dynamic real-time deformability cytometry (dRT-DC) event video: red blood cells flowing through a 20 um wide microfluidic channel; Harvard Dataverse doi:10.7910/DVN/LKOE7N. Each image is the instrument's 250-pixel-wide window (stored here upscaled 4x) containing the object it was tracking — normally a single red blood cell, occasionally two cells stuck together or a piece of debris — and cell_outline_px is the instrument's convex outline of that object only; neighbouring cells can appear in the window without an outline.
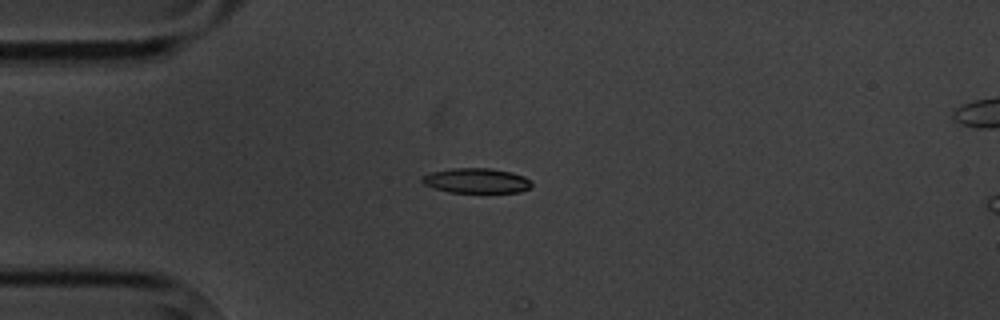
{"species": "common noctule bat (a hibernating species)", "species_latin": "Nyctalus noctula", "temperature_condition": "cold", "stored_images_in_passage": 7, "camera_frame_rate_fps": 3000, "um_per_image_px": 0.085, "animal": {"sex": "male", "body_mass_g": 20.1, "forearm_length_mm": 53.5}, "frame": {"image": 1, "passage_image": 5, "time_ms": 4.667, "image_size_px": [1000, 320], "cell_outline_px": [[532, 184], [528, 188], [520, 192], [448, 192], [424, 184], [420, 180], [420, 176], [428, 172], [452, 168], [488, 168], [512, 172], [524, 176], [532, 180]], "centroid_in_image_um": [40.47, 15.34], "position_along_channel_um": 44.5, "area_um2": 16.01}}